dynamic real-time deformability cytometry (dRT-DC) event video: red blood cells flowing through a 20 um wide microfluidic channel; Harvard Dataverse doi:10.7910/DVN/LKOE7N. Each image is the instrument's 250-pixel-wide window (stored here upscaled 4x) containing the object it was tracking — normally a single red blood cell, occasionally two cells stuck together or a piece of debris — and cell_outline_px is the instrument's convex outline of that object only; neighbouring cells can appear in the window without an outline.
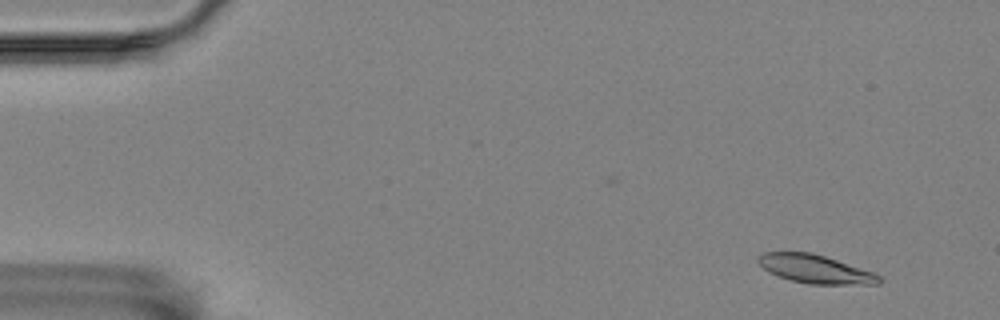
{"species": "Egyptian fruit bat (a non-hibernating species)", "species_latin": "Rousettus aegyptiacus", "temperature_condition": "room temperature", "stored_images_in_passage": 9, "camera_frame_rate_fps": 3000, "um_per_image_px": 0.085, "animal": {"sex": "female"}, "frame": {"image": 1, "passage_image": 1, "time_ms": 0.0, "image_size_px": [1000, 320], "cell_outline_px": [[884, 280], [880, 284], [808, 284], [792, 280], [768, 272], [756, 260], [756, 256], [764, 252], [812, 252], [872, 272], [880, 276]], "centroid_in_image_um": [69.28, 22.86], "position_along_channel_um": 15.7, "area_um2": 19.88}}
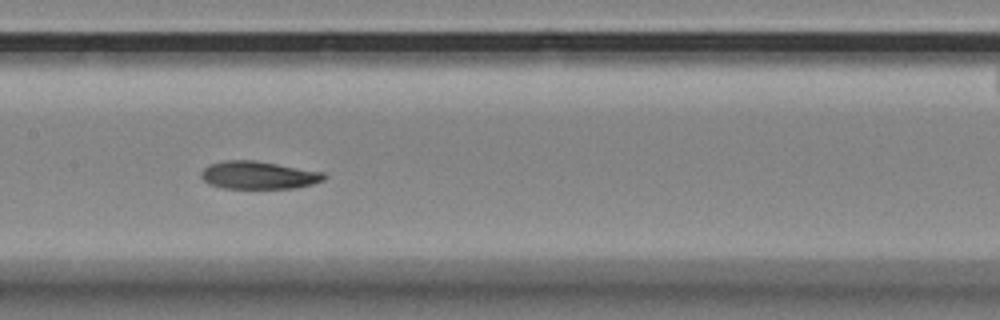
{"frame": {"image": 2, "passage_image": 8, "time_ms": 8.0, "image_size_px": [1000, 320], "cell_outline_px": [[328, 176], [324, 180], [312, 184], [296, 188], [220, 188], [208, 184], [200, 176], [200, 172], [208, 164], [224, 160], [256, 160], [324, 172]], "centroid_in_image_um": [21.96, 14.88], "position_along_channel_um": 185.4, "area_um2": 20.17}}
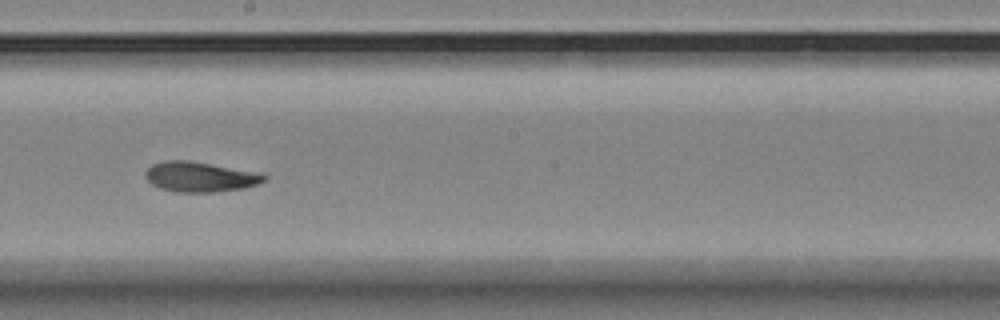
{"frame": {"image": 3, "passage_image": 9, "time_ms": 9.333, "image_size_px": [1000, 320], "cell_outline_px": [[268, 176], [264, 180], [256, 184], [244, 188], [216, 192], [176, 192], [160, 188], [152, 184], [144, 176], [144, 172], [152, 164], [164, 160], [188, 160]], "centroid_in_image_um": [16.88, 15.04], "position_along_channel_um": 231.3, "area_um2": 20.23}}